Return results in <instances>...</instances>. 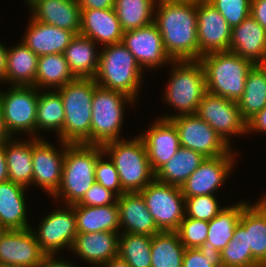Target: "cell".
Segmentation results:
<instances>
[{"mask_svg":"<svg viewBox=\"0 0 266 267\" xmlns=\"http://www.w3.org/2000/svg\"><path fill=\"white\" fill-rule=\"evenodd\" d=\"M157 2L154 23L167 54L173 61L198 60L196 2Z\"/></svg>","mask_w":266,"mask_h":267,"instance_id":"obj_1","label":"cell"},{"mask_svg":"<svg viewBox=\"0 0 266 267\" xmlns=\"http://www.w3.org/2000/svg\"><path fill=\"white\" fill-rule=\"evenodd\" d=\"M56 91L61 96L65 112L63 142L91 145L94 78H76Z\"/></svg>","mask_w":266,"mask_h":267,"instance_id":"obj_2","label":"cell"},{"mask_svg":"<svg viewBox=\"0 0 266 267\" xmlns=\"http://www.w3.org/2000/svg\"><path fill=\"white\" fill-rule=\"evenodd\" d=\"M103 153L101 145L69 144L65 148L61 184L52 197H64L67 205L77 204L96 182L95 165Z\"/></svg>","mask_w":266,"mask_h":267,"instance_id":"obj_3","label":"cell"},{"mask_svg":"<svg viewBox=\"0 0 266 267\" xmlns=\"http://www.w3.org/2000/svg\"><path fill=\"white\" fill-rule=\"evenodd\" d=\"M199 61L205 71L207 91L236 102L242 97L248 73L255 65L231 51L208 53Z\"/></svg>","mask_w":266,"mask_h":267,"instance_id":"obj_4","label":"cell"},{"mask_svg":"<svg viewBox=\"0 0 266 267\" xmlns=\"http://www.w3.org/2000/svg\"><path fill=\"white\" fill-rule=\"evenodd\" d=\"M101 51L98 70L94 77L96 84L137 99L143 76L142 68L135 57L121 42L105 45Z\"/></svg>","mask_w":266,"mask_h":267,"instance_id":"obj_5","label":"cell"},{"mask_svg":"<svg viewBox=\"0 0 266 267\" xmlns=\"http://www.w3.org/2000/svg\"><path fill=\"white\" fill-rule=\"evenodd\" d=\"M105 156H110L125 192H140L155 179L143 140H116L105 143Z\"/></svg>","mask_w":266,"mask_h":267,"instance_id":"obj_6","label":"cell"},{"mask_svg":"<svg viewBox=\"0 0 266 267\" xmlns=\"http://www.w3.org/2000/svg\"><path fill=\"white\" fill-rule=\"evenodd\" d=\"M173 63L174 70L171 72L164 99L179 110L176 115L195 114L207 92L204 68L199 60L173 61Z\"/></svg>","mask_w":266,"mask_h":267,"instance_id":"obj_7","label":"cell"},{"mask_svg":"<svg viewBox=\"0 0 266 267\" xmlns=\"http://www.w3.org/2000/svg\"><path fill=\"white\" fill-rule=\"evenodd\" d=\"M126 102H135L126 94L105 89L95 82L91 112V145H101L119 139ZM125 103V104H124Z\"/></svg>","mask_w":266,"mask_h":267,"instance_id":"obj_8","label":"cell"},{"mask_svg":"<svg viewBox=\"0 0 266 267\" xmlns=\"http://www.w3.org/2000/svg\"><path fill=\"white\" fill-rule=\"evenodd\" d=\"M160 231H177L185 217L181 188L154 179L139 192Z\"/></svg>","mask_w":266,"mask_h":267,"instance_id":"obj_9","label":"cell"},{"mask_svg":"<svg viewBox=\"0 0 266 267\" xmlns=\"http://www.w3.org/2000/svg\"><path fill=\"white\" fill-rule=\"evenodd\" d=\"M163 119H170L175 124L182 147L201 153L206 158L225 155L232 149L231 145L196 113L168 115Z\"/></svg>","mask_w":266,"mask_h":267,"instance_id":"obj_10","label":"cell"},{"mask_svg":"<svg viewBox=\"0 0 266 267\" xmlns=\"http://www.w3.org/2000/svg\"><path fill=\"white\" fill-rule=\"evenodd\" d=\"M35 86H12L0 92L4 123L11 134L35 133L39 91Z\"/></svg>","mask_w":266,"mask_h":267,"instance_id":"obj_11","label":"cell"},{"mask_svg":"<svg viewBox=\"0 0 266 267\" xmlns=\"http://www.w3.org/2000/svg\"><path fill=\"white\" fill-rule=\"evenodd\" d=\"M196 114L206 121L230 145L229 135L246 133V122L242 119L236 101L206 92Z\"/></svg>","mask_w":266,"mask_h":267,"instance_id":"obj_12","label":"cell"},{"mask_svg":"<svg viewBox=\"0 0 266 267\" xmlns=\"http://www.w3.org/2000/svg\"><path fill=\"white\" fill-rule=\"evenodd\" d=\"M67 208V209H66ZM49 213L41 221L37 232L33 230L41 250L46 255H56L60 249L72 248L78 233L74 205H66Z\"/></svg>","mask_w":266,"mask_h":267,"instance_id":"obj_13","label":"cell"},{"mask_svg":"<svg viewBox=\"0 0 266 267\" xmlns=\"http://www.w3.org/2000/svg\"><path fill=\"white\" fill-rule=\"evenodd\" d=\"M198 60L205 54L229 51L232 27L207 0L196 2Z\"/></svg>","mask_w":266,"mask_h":267,"instance_id":"obj_14","label":"cell"},{"mask_svg":"<svg viewBox=\"0 0 266 267\" xmlns=\"http://www.w3.org/2000/svg\"><path fill=\"white\" fill-rule=\"evenodd\" d=\"M45 255L31 227L7 230L0 240V267H38Z\"/></svg>","mask_w":266,"mask_h":267,"instance_id":"obj_15","label":"cell"},{"mask_svg":"<svg viewBox=\"0 0 266 267\" xmlns=\"http://www.w3.org/2000/svg\"><path fill=\"white\" fill-rule=\"evenodd\" d=\"M32 137L33 183L42 187L49 196H52L61 184L65 148L69 144L62 142L63 150L59 152L51 143L42 140L43 138Z\"/></svg>","mask_w":266,"mask_h":267,"instance_id":"obj_16","label":"cell"},{"mask_svg":"<svg viewBox=\"0 0 266 267\" xmlns=\"http://www.w3.org/2000/svg\"><path fill=\"white\" fill-rule=\"evenodd\" d=\"M121 43L132 53L142 69L144 67L153 69L167 62L173 64L154 22L145 27L125 31Z\"/></svg>","mask_w":266,"mask_h":267,"instance_id":"obj_17","label":"cell"},{"mask_svg":"<svg viewBox=\"0 0 266 267\" xmlns=\"http://www.w3.org/2000/svg\"><path fill=\"white\" fill-rule=\"evenodd\" d=\"M232 149L225 155L205 158L180 187L185 198L198 195H213L225 182L233 168Z\"/></svg>","mask_w":266,"mask_h":267,"instance_id":"obj_18","label":"cell"},{"mask_svg":"<svg viewBox=\"0 0 266 267\" xmlns=\"http://www.w3.org/2000/svg\"><path fill=\"white\" fill-rule=\"evenodd\" d=\"M146 147L151 168L156 173L181 147L179 134L170 119H159L139 136Z\"/></svg>","mask_w":266,"mask_h":267,"instance_id":"obj_19","label":"cell"},{"mask_svg":"<svg viewBox=\"0 0 266 267\" xmlns=\"http://www.w3.org/2000/svg\"><path fill=\"white\" fill-rule=\"evenodd\" d=\"M229 51L254 64H261L266 56V30L249 15L232 28Z\"/></svg>","mask_w":266,"mask_h":267,"instance_id":"obj_20","label":"cell"},{"mask_svg":"<svg viewBox=\"0 0 266 267\" xmlns=\"http://www.w3.org/2000/svg\"><path fill=\"white\" fill-rule=\"evenodd\" d=\"M79 34L105 46L120 43L124 31L114 8L100 10L81 9V29Z\"/></svg>","mask_w":266,"mask_h":267,"instance_id":"obj_21","label":"cell"},{"mask_svg":"<svg viewBox=\"0 0 266 267\" xmlns=\"http://www.w3.org/2000/svg\"><path fill=\"white\" fill-rule=\"evenodd\" d=\"M31 8L34 20L80 33L81 8L77 0H38Z\"/></svg>","mask_w":266,"mask_h":267,"instance_id":"obj_22","label":"cell"},{"mask_svg":"<svg viewBox=\"0 0 266 267\" xmlns=\"http://www.w3.org/2000/svg\"><path fill=\"white\" fill-rule=\"evenodd\" d=\"M22 42L36 55L64 53L75 33L30 19Z\"/></svg>","mask_w":266,"mask_h":267,"instance_id":"obj_23","label":"cell"},{"mask_svg":"<svg viewBox=\"0 0 266 267\" xmlns=\"http://www.w3.org/2000/svg\"><path fill=\"white\" fill-rule=\"evenodd\" d=\"M117 204L120 227H125L123 233L153 236L161 232L139 192H125L117 197Z\"/></svg>","mask_w":266,"mask_h":267,"instance_id":"obj_24","label":"cell"},{"mask_svg":"<svg viewBox=\"0 0 266 267\" xmlns=\"http://www.w3.org/2000/svg\"><path fill=\"white\" fill-rule=\"evenodd\" d=\"M120 232L77 233L72 250L85 261L103 265L118 256Z\"/></svg>","mask_w":266,"mask_h":267,"instance_id":"obj_25","label":"cell"},{"mask_svg":"<svg viewBox=\"0 0 266 267\" xmlns=\"http://www.w3.org/2000/svg\"><path fill=\"white\" fill-rule=\"evenodd\" d=\"M239 224L246 230L247 247L252 256L266 267V196L255 205L247 204Z\"/></svg>","mask_w":266,"mask_h":267,"instance_id":"obj_26","label":"cell"},{"mask_svg":"<svg viewBox=\"0 0 266 267\" xmlns=\"http://www.w3.org/2000/svg\"><path fill=\"white\" fill-rule=\"evenodd\" d=\"M25 187L8 180L0 183V223L7 230H23L31 226L26 218Z\"/></svg>","mask_w":266,"mask_h":267,"instance_id":"obj_27","label":"cell"},{"mask_svg":"<svg viewBox=\"0 0 266 267\" xmlns=\"http://www.w3.org/2000/svg\"><path fill=\"white\" fill-rule=\"evenodd\" d=\"M78 233L101 231L120 232L119 207L113 205L91 207L74 204Z\"/></svg>","mask_w":266,"mask_h":267,"instance_id":"obj_28","label":"cell"},{"mask_svg":"<svg viewBox=\"0 0 266 267\" xmlns=\"http://www.w3.org/2000/svg\"><path fill=\"white\" fill-rule=\"evenodd\" d=\"M95 42L81 34L75 35L64 51V57L76 78H94L100 53L95 51Z\"/></svg>","mask_w":266,"mask_h":267,"instance_id":"obj_29","label":"cell"},{"mask_svg":"<svg viewBox=\"0 0 266 267\" xmlns=\"http://www.w3.org/2000/svg\"><path fill=\"white\" fill-rule=\"evenodd\" d=\"M205 158L201 153L181 146L176 154L155 173V179L181 187Z\"/></svg>","mask_w":266,"mask_h":267,"instance_id":"obj_30","label":"cell"},{"mask_svg":"<svg viewBox=\"0 0 266 267\" xmlns=\"http://www.w3.org/2000/svg\"><path fill=\"white\" fill-rule=\"evenodd\" d=\"M8 49L6 82L13 86H34L39 56L22 41Z\"/></svg>","mask_w":266,"mask_h":267,"instance_id":"obj_31","label":"cell"},{"mask_svg":"<svg viewBox=\"0 0 266 267\" xmlns=\"http://www.w3.org/2000/svg\"><path fill=\"white\" fill-rule=\"evenodd\" d=\"M4 149L9 180L28 188L27 186L33 184L32 140H8Z\"/></svg>","mask_w":266,"mask_h":267,"instance_id":"obj_32","label":"cell"},{"mask_svg":"<svg viewBox=\"0 0 266 267\" xmlns=\"http://www.w3.org/2000/svg\"><path fill=\"white\" fill-rule=\"evenodd\" d=\"M237 103L245 122L266 107V70L260 64L249 71L243 95Z\"/></svg>","mask_w":266,"mask_h":267,"instance_id":"obj_33","label":"cell"},{"mask_svg":"<svg viewBox=\"0 0 266 267\" xmlns=\"http://www.w3.org/2000/svg\"><path fill=\"white\" fill-rule=\"evenodd\" d=\"M75 79L76 77L71 72L64 54L39 56L34 85L37 89L55 87L56 90Z\"/></svg>","mask_w":266,"mask_h":267,"instance_id":"obj_34","label":"cell"},{"mask_svg":"<svg viewBox=\"0 0 266 267\" xmlns=\"http://www.w3.org/2000/svg\"><path fill=\"white\" fill-rule=\"evenodd\" d=\"M184 253L176 231H161L152 236L151 267H182Z\"/></svg>","mask_w":266,"mask_h":267,"instance_id":"obj_35","label":"cell"},{"mask_svg":"<svg viewBox=\"0 0 266 267\" xmlns=\"http://www.w3.org/2000/svg\"><path fill=\"white\" fill-rule=\"evenodd\" d=\"M155 8L156 0L114 1V10L124 32L152 24Z\"/></svg>","mask_w":266,"mask_h":267,"instance_id":"obj_36","label":"cell"},{"mask_svg":"<svg viewBox=\"0 0 266 267\" xmlns=\"http://www.w3.org/2000/svg\"><path fill=\"white\" fill-rule=\"evenodd\" d=\"M38 95L36 131L38 129L56 130L60 142H63L65 112L60 94L47 91Z\"/></svg>","mask_w":266,"mask_h":267,"instance_id":"obj_37","label":"cell"},{"mask_svg":"<svg viewBox=\"0 0 266 267\" xmlns=\"http://www.w3.org/2000/svg\"><path fill=\"white\" fill-rule=\"evenodd\" d=\"M247 202H239L232 207L224 209L212 220L208 221V236L210 242L218 251H222L234 235V229L238 225L242 210Z\"/></svg>","mask_w":266,"mask_h":267,"instance_id":"obj_38","label":"cell"},{"mask_svg":"<svg viewBox=\"0 0 266 267\" xmlns=\"http://www.w3.org/2000/svg\"><path fill=\"white\" fill-rule=\"evenodd\" d=\"M152 236L122 233L119 235L118 255L130 267H151Z\"/></svg>","mask_w":266,"mask_h":267,"instance_id":"obj_39","label":"cell"},{"mask_svg":"<svg viewBox=\"0 0 266 267\" xmlns=\"http://www.w3.org/2000/svg\"><path fill=\"white\" fill-rule=\"evenodd\" d=\"M223 267H263L247 247L246 230L238 223L228 245L221 251Z\"/></svg>","mask_w":266,"mask_h":267,"instance_id":"obj_40","label":"cell"},{"mask_svg":"<svg viewBox=\"0 0 266 267\" xmlns=\"http://www.w3.org/2000/svg\"><path fill=\"white\" fill-rule=\"evenodd\" d=\"M182 267H223L221 252L208 241L197 249L185 248Z\"/></svg>","mask_w":266,"mask_h":267,"instance_id":"obj_41","label":"cell"},{"mask_svg":"<svg viewBox=\"0 0 266 267\" xmlns=\"http://www.w3.org/2000/svg\"><path fill=\"white\" fill-rule=\"evenodd\" d=\"M185 216L210 221L223 209L216 200V195H198L185 198ZM221 207V208H220Z\"/></svg>","mask_w":266,"mask_h":267,"instance_id":"obj_42","label":"cell"},{"mask_svg":"<svg viewBox=\"0 0 266 267\" xmlns=\"http://www.w3.org/2000/svg\"><path fill=\"white\" fill-rule=\"evenodd\" d=\"M208 230V221L185 216L176 232L185 248L197 249L206 241Z\"/></svg>","mask_w":266,"mask_h":267,"instance_id":"obj_43","label":"cell"},{"mask_svg":"<svg viewBox=\"0 0 266 267\" xmlns=\"http://www.w3.org/2000/svg\"><path fill=\"white\" fill-rule=\"evenodd\" d=\"M233 28L250 15L251 0H207Z\"/></svg>","mask_w":266,"mask_h":267,"instance_id":"obj_44","label":"cell"},{"mask_svg":"<svg viewBox=\"0 0 266 267\" xmlns=\"http://www.w3.org/2000/svg\"><path fill=\"white\" fill-rule=\"evenodd\" d=\"M104 155L105 153L97 158L95 165V180L105 188L113 191L115 195L120 196L124 194L125 191L120 184L115 164L111 159H109V161H104V158H102Z\"/></svg>","mask_w":266,"mask_h":267,"instance_id":"obj_45","label":"cell"},{"mask_svg":"<svg viewBox=\"0 0 266 267\" xmlns=\"http://www.w3.org/2000/svg\"><path fill=\"white\" fill-rule=\"evenodd\" d=\"M117 197L118 196L115 195L113 191L95 182L85 193L83 198L77 203V205L91 207L108 206L115 204L117 202Z\"/></svg>","mask_w":266,"mask_h":267,"instance_id":"obj_46","label":"cell"},{"mask_svg":"<svg viewBox=\"0 0 266 267\" xmlns=\"http://www.w3.org/2000/svg\"><path fill=\"white\" fill-rule=\"evenodd\" d=\"M250 15L266 30V0H251Z\"/></svg>","mask_w":266,"mask_h":267,"instance_id":"obj_47","label":"cell"},{"mask_svg":"<svg viewBox=\"0 0 266 267\" xmlns=\"http://www.w3.org/2000/svg\"><path fill=\"white\" fill-rule=\"evenodd\" d=\"M250 130L266 133V107L246 122V133Z\"/></svg>","mask_w":266,"mask_h":267,"instance_id":"obj_48","label":"cell"},{"mask_svg":"<svg viewBox=\"0 0 266 267\" xmlns=\"http://www.w3.org/2000/svg\"><path fill=\"white\" fill-rule=\"evenodd\" d=\"M115 0H77L81 9H110L114 8Z\"/></svg>","mask_w":266,"mask_h":267,"instance_id":"obj_49","label":"cell"},{"mask_svg":"<svg viewBox=\"0 0 266 267\" xmlns=\"http://www.w3.org/2000/svg\"><path fill=\"white\" fill-rule=\"evenodd\" d=\"M54 257V255H45L42 263L38 267H76L74 264H71L64 260H56V258Z\"/></svg>","mask_w":266,"mask_h":267,"instance_id":"obj_50","label":"cell"},{"mask_svg":"<svg viewBox=\"0 0 266 267\" xmlns=\"http://www.w3.org/2000/svg\"><path fill=\"white\" fill-rule=\"evenodd\" d=\"M8 49L0 42V81L6 80Z\"/></svg>","mask_w":266,"mask_h":267,"instance_id":"obj_51","label":"cell"},{"mask_svg":"<svg viewBox=\"0 0 266 267\" xmlns=\"http://www.w3.org/2000/svg\"><path fill=\"white\" fill-rule=\"evenodd\" d=\"M9 180L7 159L5 154L4 145L0 146V183Z\"/></svg>","mask_w":266,"mask_h":267,"instance_id":"obj_52","label":"cell"},{"mask_svg":"<svg viewBox=\"0 0 266 267\" xmlns=\"http://www.w3.org/2000/svg\"><path fill=\"white\" fill-rule=\"evenodd\" d=\"M13 137L7 131L5 123H4V116H3V109L0 103V146L4 145L8 140H11Z\"/></svg>","mask_w":266,"mask_h":267,"instance_id":"obj_53","label":"cell"},{"mask_svg":"<svg viewBox=\"0 0 266 267\" xmlns=\"http://www.w3.org/2000/svg\"><path fill=\"white\" fill-rule=\"evenodd\" d=\"M103 267H130L127 262L119 255L111 258L109 261L101 265Z\"/></svg>","mask_w":266,"mask_h":267,"instance_id":"obj_54","label":"cell"},{"mask_svg":"<svg viewBox=\"0 0 266 267\" xmlns=\"http://www.w3.org/2000/svg\"><path fill=\"white\" fill-rule=\"evenodd\" d=\"M7 232V229L0 223V240L2 236Z\"/></svg>","mask_w":266,"mask_h":267,"instance_id":"obj_55","label":"cell"},{"mask_svg":"<svg viewBox=\"0 0 266 267\" xmlns=\"http://www.w3.org/2000/svg\"><path fill=\"white\" fill-rule=\"evenodd\" d=\"M160 1L198 2V1H200V0H160Z\"/></svg>","mask_w":266,"mask_h":267,"instance_id":"obj_56","label":"cell"},{"mask_svg":"<svg viewBox=\"0 0 266 267\" xmlns=\"http://www.w3.org/2000/svg\"><path fill=\"white\" fill-rule=\"evenodd\" d=\"M27 3L29 4V6L31 7L32 5H34L38 0H26Z\"/></svg>","mask_w":266,"mask_h":267,"instance_id":"obj_57","label":"cell"},{"mask_svg":"<svg viewBox=\"0 0 266 267\" xmlns=\"http://www.w3.org/2000/svg\"><path fill=\"white\" fill-rule=\"evenodd\" d=\"M260 65L266 70V56Z\"/></svg>","mask_w":266,"mask_h":267,"instance_id":"obj_58","label":"cell"}]
</instances>
